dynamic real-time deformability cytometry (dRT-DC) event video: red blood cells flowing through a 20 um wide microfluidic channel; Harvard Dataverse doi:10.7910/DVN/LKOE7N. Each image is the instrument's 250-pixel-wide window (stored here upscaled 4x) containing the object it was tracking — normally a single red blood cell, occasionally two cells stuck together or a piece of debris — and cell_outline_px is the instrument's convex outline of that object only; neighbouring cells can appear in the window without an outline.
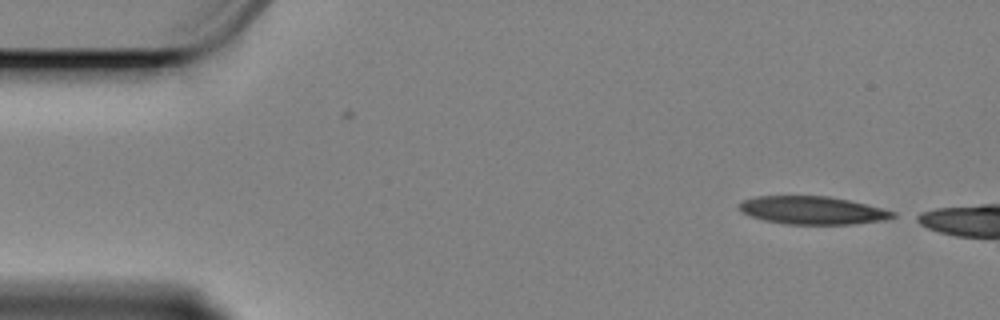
{"species": "Egyptian fruit bat (a non-hibernating species)", "species_latin": "Rousettus aegyptiacus", "temperature_condition": "cold", "stored_images_in_passage": 47, "camera_frame_rate_fps": 3000, "um_per_image_px": 0.085, "animal": {"sex": "female"}, "frame": {"image": 1, "passage_image": 1, "time_ms": 0.0, "image_size_px": [1000, 320], "cell_outline_px": [[896, 216], [884, 220], [852, 224], [784, 224], [764, 220], [740, 212], [736, 204], [744, 200], [756, 196], [828, 196], [848, 200], [896, 212]], "centroid_in_image_um": [69.0, 17.88], "position_along_channel_um": 16.0, "area_um2": 24.97}}
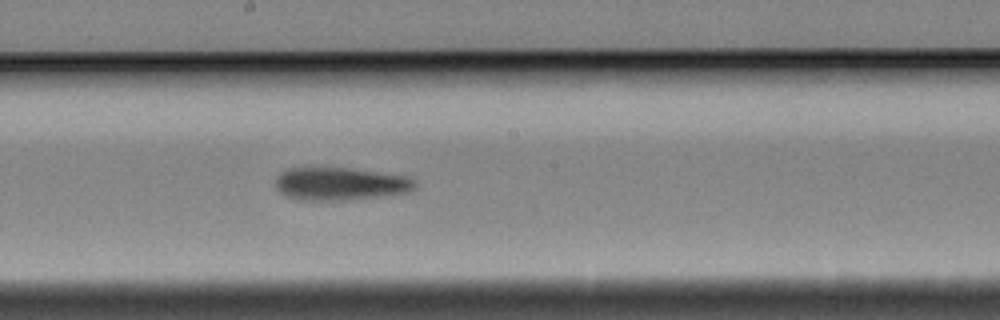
{"frame": {"image": 2, "passage_image": 27, "time_ms": 8.667, "image_size_px": [1000, 320], "cell_outline_px": [[416, 188], [408, 192], [340, 200], [300, 200], [284, 196], [276, 188], [276, 180], [280, 172], [288, 168], [348, 168], [408, 176], [416, 180]], "centroid_in_image_um": [28.9, 15.62], "position_along_channel_um": 219.3, "area_um2": 26.47}}
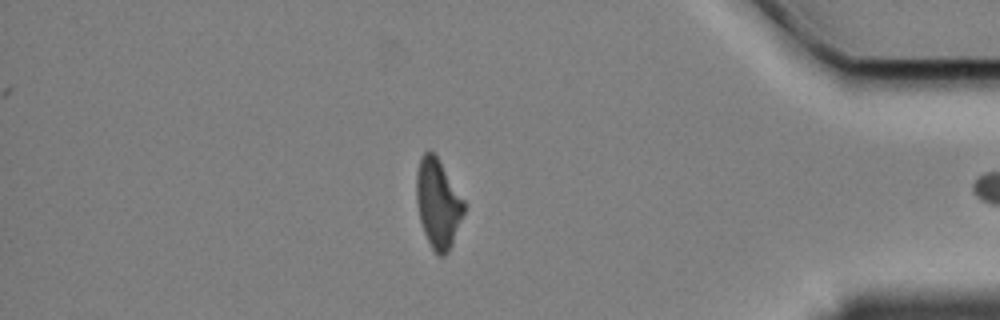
{"frame": {"image": 3, "passage_image": 46, "time_ms": 15.0, "image_size_px": [1000, 320], "cell_outline_px": [[464, 212], [452, 244], [448, 252], [444, 256], [440, 256], [432, 248], [424, 232], [420, 220], [416, 200], [416, 172], [420, 156], [428, 148], [436, 156], [464, 200]], "centroid_in_image_um": [37.2, 17.27], "position_along_channel_um": 398.0, "area_um2": 24.39}}